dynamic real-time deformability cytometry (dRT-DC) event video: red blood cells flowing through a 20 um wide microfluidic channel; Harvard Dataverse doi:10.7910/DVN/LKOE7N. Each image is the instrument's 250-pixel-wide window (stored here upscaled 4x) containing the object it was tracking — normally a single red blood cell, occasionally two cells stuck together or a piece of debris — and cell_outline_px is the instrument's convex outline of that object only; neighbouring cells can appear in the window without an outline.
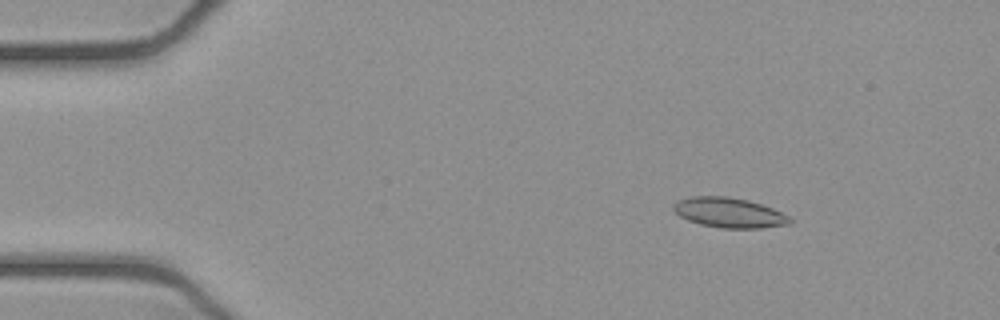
{"species": "common noctule bat (a hibernating species)", "species_latin": "Nyctalus noctula", "temperature_condition": "cold", "stored_images_in_passage": 53, "camera_frame_rate_fps": 3000, "um_per_image_px": 0.085, "animal": {"sex": "female", "body_mass_g": 21.9}, "frame": {"image": 1, "passage_image": 8, "time_ms": 2.333, "image_size_px": [1000, 320], "cell_outline_px": [[792, 220], [788, 224], [760, 228], [720, 228], [700, 224], [688, 220], [680, 216], [672, 208], [672, 204], [676, 200], [692, 196], [728, 196], [748, 200], [772, 208], [788, 216]], "centroid_in_image_um": [61.92, 18.07], "position_along_channel_um": 23.1, "area_um2": 20.29}}
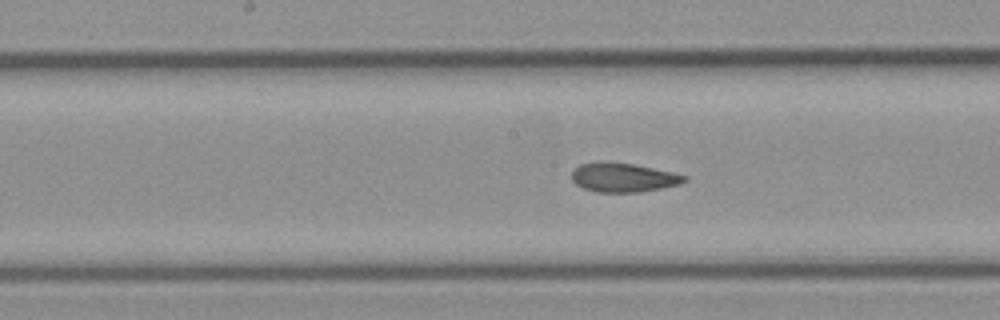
{"frame": {"image": 2, "passage_image": 27, "time_ms": 8.667, "image_size_px": [1000, 320], "cell_outline_px": [[688, 180], [680, 184], [640, 192], [596, 192], [584, 188], [576, 184], [572, 180], [572, 172], [580, 164], [600, 160], [636, 164], [672, 172], [688, 176]], "centroid_in_image_um": [52.98, 15.07], "position_along_channel_um": 195.2, "area_um2": 19.31}}
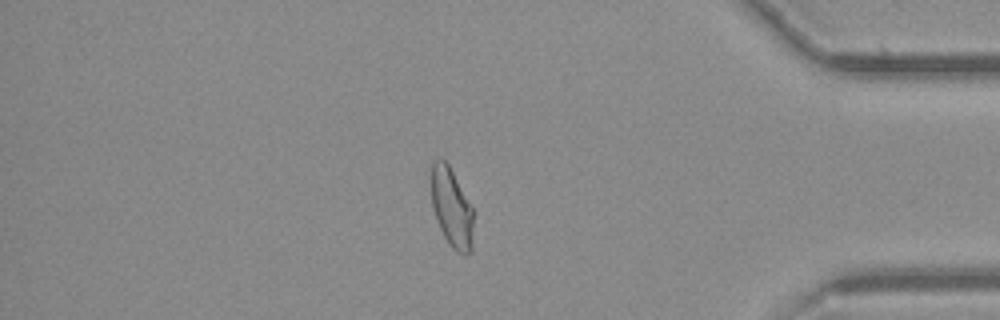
{"frame": {"image": 3, "passage_image": 45, "time_ms": 14.667, "image_size_px": [1000, 320], "cell_outline_px": [[472, 252], [464, 256], [456, 252], [448, 244], [436, 220], [432, 208], [432, 160], [444, 160], [448, 164], [472, 208]], "centroid_in_image_um": [38.38, 17.72], "position_along_channel_um": 396.8, "area_um2": 19.19}, "authors_computed_cell_mechanics": {"area_um2": 19.8254, "velocity_mm_per_s": 3.9274, "shape_relaxation_time_tau1_ms": null, "shape_relaxation_time_tau2_ms": 1.9586, "deformation_change_tau1": null, "deformation_change_tau2": 0.0735}}